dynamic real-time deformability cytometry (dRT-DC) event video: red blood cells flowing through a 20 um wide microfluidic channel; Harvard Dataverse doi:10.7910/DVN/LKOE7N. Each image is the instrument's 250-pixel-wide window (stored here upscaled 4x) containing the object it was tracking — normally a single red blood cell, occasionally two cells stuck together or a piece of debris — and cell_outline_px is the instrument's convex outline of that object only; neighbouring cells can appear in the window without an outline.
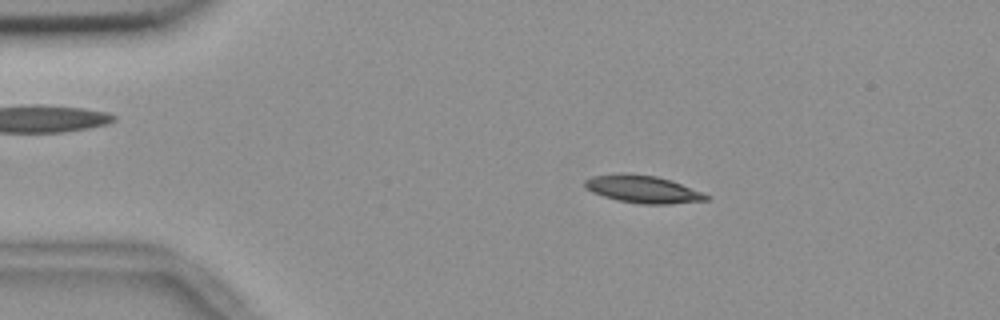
{"species": "common noctule bat (a hibernating species)", "species_latin": "Nyctalus noctula", "temperature_condition": "room temperature", "stored_images_in_passage": 55, "camera_frame_rate_fps": 3000, "um_per_image_px": 0.085, "animal": {"sex": "female", "body_mass_g": 18.4}, "frame": {"image": 1, "passage_image": 10, "time_ms": 3.0, "image_size_px": [1000, 320], "cell_outline_px": [[712, 196], [708, 200], [668, 204], [640, 204], [616, 200], [592, 192], [584, 188], [584, 180], [592, 176], [624, 172], [656, 176], [672, 180], [704, 192]], "centroid_in_image_um": [54.66, 16.07], "position_along_channel_um": 30.3, "area_um2": 19.83}}
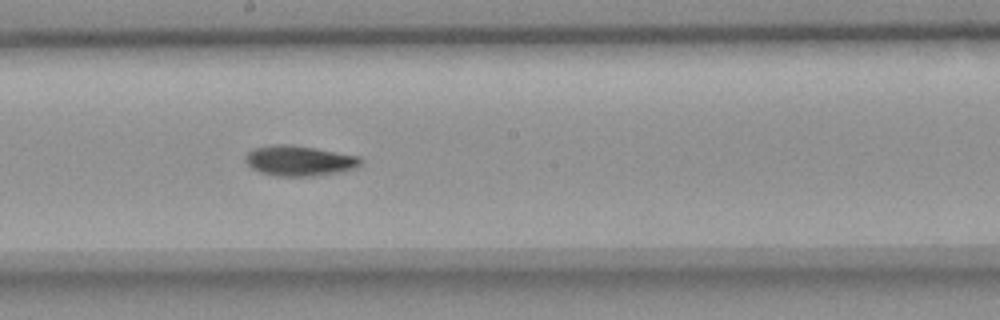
{"frame": {"image": 2, "passage_image": 30, "time_ms": 9.667, "image_size_px": [1000, 320], "cell_outline_px": [[364, 160], [356, 168], [340, 172], [312, 176], [276, 176], [260, 172], [252, 168], [244, 160], [244, 156], [252, 148], [276, 144], [288, 144], [316, 148], [360, 156]], "centroid_in_image_um": [25.45, 13.66], "position_along_channel_um": 222.8, "area_um2": 20.52}}
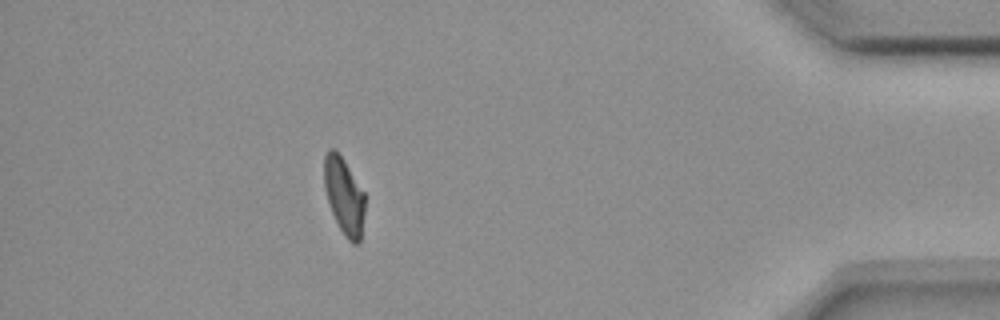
{"frame": {"image": 3, "passage_image": 49, "time_ms": 16.0, "image_size_px": [1000, 320], "cell_outline_px": [[364, 212], [360, 244], [352, 244], [348, 240], [340, 228], [332, 212], [324, 188], [324, 156], [328, 148], [336, 148], [344, 160], [364, 192]], "centroid_in_image_um": [29.24, 16.63], "position_along_channel_um": 406.0, "area_um2": 18.21}, "authors_computed_cell_mechanics": {"area_um2": 19.4786, "velocity_mm_per_s": 3.666, "shape_relaxation_time_tau1_ms": 4.4192, "shape_relaxation_time_tau2_ms": 5.3891, "deformation_change_tau1": 0.1534, "deformation_change_tau2": 0.1096}}